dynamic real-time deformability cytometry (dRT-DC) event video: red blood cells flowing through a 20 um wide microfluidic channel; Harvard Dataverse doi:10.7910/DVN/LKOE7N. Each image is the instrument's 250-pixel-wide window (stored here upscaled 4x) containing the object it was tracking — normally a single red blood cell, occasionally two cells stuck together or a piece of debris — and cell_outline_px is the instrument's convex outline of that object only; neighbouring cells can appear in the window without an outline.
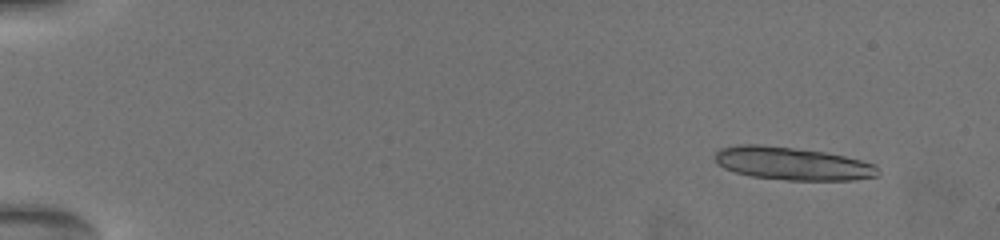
{"species": "common noctule bat (a hibernating species)", "species_latin": "Nyctalus noctula", "temperature_condition": "warm", "stored_images_in_passage": 12, "camera_frame_rate_fps": 3000, "um_per_image_px": 0.085, "animal": {"sex": "female", "body_mass_g": 19.5, "forearm_length_mm": 54.1}, "frame": {"image": 1, "passage_image": 2, "time_ms": 1.333, "image_size_px": [1000, 240], "cell_outline_px": [[876, 176], [852, 180], [788, 180], [752, 176], [736, 172], [724, 168], [716, 160], [716, 152], [720, 148], [740, 144], [760, 144], [824, 152], [844, 156], [860, 160], [872, 164], [876, 168]], "centroid_in_image_um": [67.3, 13.9], "position_along_channel_um": 17.7, "area_um2": 30.69}}